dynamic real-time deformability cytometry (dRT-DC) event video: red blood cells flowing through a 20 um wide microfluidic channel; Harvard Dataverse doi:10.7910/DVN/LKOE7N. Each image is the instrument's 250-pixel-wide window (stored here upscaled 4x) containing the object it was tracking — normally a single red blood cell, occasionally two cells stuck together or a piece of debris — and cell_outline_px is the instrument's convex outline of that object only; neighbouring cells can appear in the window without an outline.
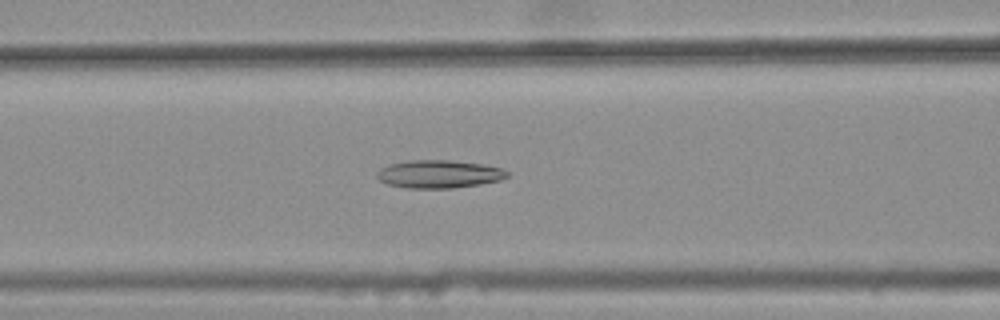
{"species": "common noctule bat (a hibernating species)", "species_latin": "Nyctalus noctula", "temperature_condition": "warm", "stored_images_in_passage": 41, "camera_frame_rate_fps": 3000, "um_per_image_px": 0.085, "animal": {"sex": "female", "body_mass_g": 25.1}, "frame": {"image": 1, "passage_image": 17, "time_ms": 5.333, "image_size_px": [1000, 320], "cell_outline_px": [[508, 176], [500, 180], [480, 184], [452, 188], [408, 188], [388, 184], [380, 180], [376, 176], [376, 172], [380, 168], [388, 164], [408, 160], [448, 160], [484, 164], [500, 168], [508, 172]], "centroid_in_image_um": [37.28, 14.79], "position_along_channel_um": 129.3, "area_um2": 21.21}}
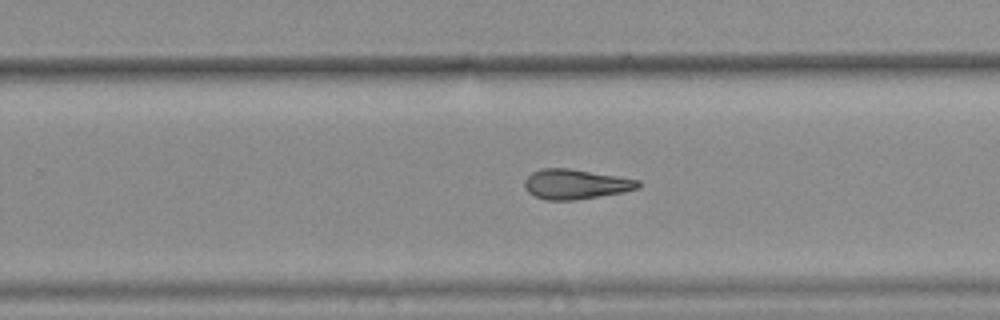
{"frame": {"image": 2, "passage_image": 29, "time_ms": 9.333, "image_size_px": [1000, 320], "cell_outline_px": [[640, 188], [624, 192], [576, 200], [548, 200], [536, 196], [528, 192], [524, 188], [524, 180], [532, 172], [540, 168], [568, 168], [640, 180]], "centroid_in_image_um": [48.92, 15.65], "position_along_channel_um": 280.9, "area_um2": 19.77}}
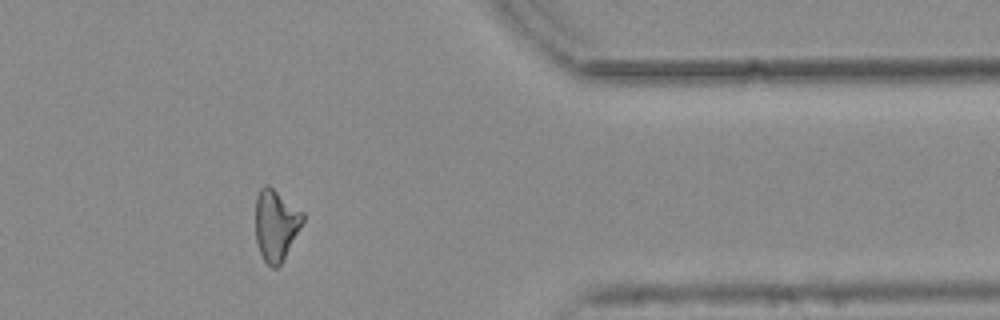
{"frame": {"image": 3, "passage_image": 39, "time_ms": 12.667, "image_size_px": [1000, 320], "cell_outline_px": [[304, 220], [280, 264], [276, 268], [272, 268], [264, 260], [260, 252], [256, 240], [256, 196], [260, 188], [264, 184], [268, 184], [304, 212]], "centroid_in_image_um": [23.44, 19.08], "position_along_channel_um": 388.0, "area_um2": 19.42}, "authors_computed_cell_mechanics": {"area_um2": 20.3456, "velocity_mm_per_s": 3.7957, "shape_relaxation_time_tau1_ms": null, "shape_relaxation_time_tau2_ms": 3.2365, "deformation_change_tau1": null, "deformation_change_tau2": 0.1268}}